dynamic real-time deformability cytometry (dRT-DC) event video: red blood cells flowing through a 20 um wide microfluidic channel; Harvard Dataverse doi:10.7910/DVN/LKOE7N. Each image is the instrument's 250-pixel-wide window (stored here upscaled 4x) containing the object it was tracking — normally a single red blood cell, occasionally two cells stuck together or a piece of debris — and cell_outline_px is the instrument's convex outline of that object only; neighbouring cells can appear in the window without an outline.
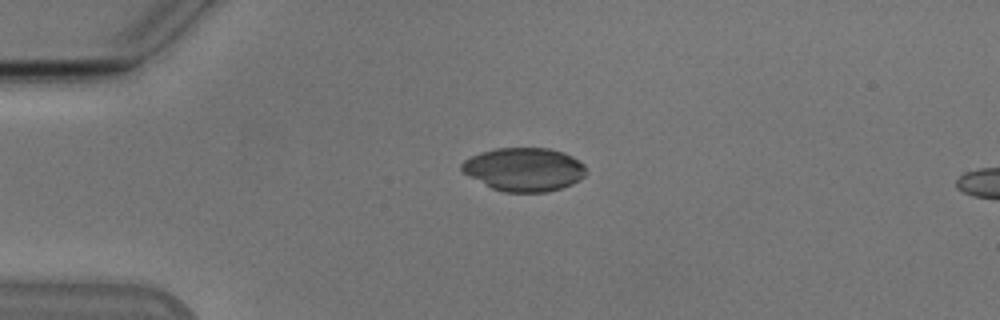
{"species": "Egyptian fruit bat (a non-hibernating species)", "species_latin": "Rousettus aegyptiacus", "temperature_condition": "cold", "stored_images_in_passage": 30, "camera_frame_rate_fps": 3000, "um_per_image_px": 0.085, "animal": {"sex": "male"}, "frame": {"image": 1, "passage_image": 1, "time_ms": 0.0, "image_size_px": [1000, 320], "cell_outline_px": [[588, 172], [580, 180], [572, 184], [548, 192], [504, 192], [492, 188], [464, 172], [460, 168], [460, 164], [464, 160], [480, 152], [496, 148], [548, 148], [564, 152], [580, 160], [584, 164]], "centroid_in_image_um": [44.59, 14.39], "position_along_channel_um": 40.4, "area_um2": 31.56}}
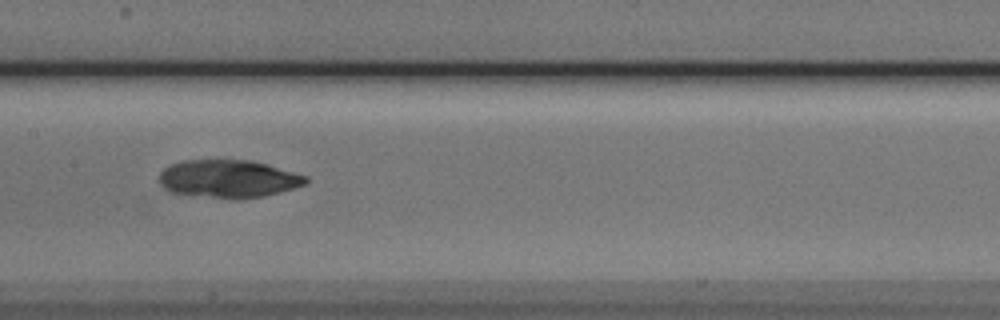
{"frame": {"image": 2, "passage_image": 15, "time_ms": 4.667, "image_size_px": [1000, 320], "cell_outline_px": [[308, 180], [304, 184], [292, 188], [264, 196], [212, 196], [172, 192], [164, 188], [160, 184], [160, 172], [164, 168], [172, 164], [184, 160], [252, 160], [268, 164], [308, 176]], "centroid_in_image_um": [19.42, 15.14], "position_along_channel_um": 188.0, "area_um2": 31.27}}
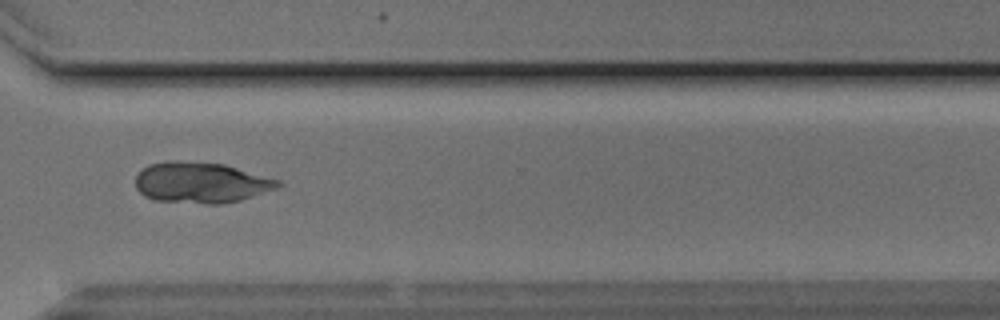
{"frame": {"image": 3, "passage_image": 28, "time_ms": 9.0, "image_size_px": [1000, 320], "cell_outline_px": [[284, 184], [276, 188], [240, 200], [220, 204], [208, 204], [156, 200], [144, 196], [136, 188], [136, 176], [148, 164], [168, 160], [176, 160], [224, 164], [280, 180]], "centroid_in_image_um": [17.07, 15.51], "position_along_channel_um": 353.5, "area_um2": 33.81}}